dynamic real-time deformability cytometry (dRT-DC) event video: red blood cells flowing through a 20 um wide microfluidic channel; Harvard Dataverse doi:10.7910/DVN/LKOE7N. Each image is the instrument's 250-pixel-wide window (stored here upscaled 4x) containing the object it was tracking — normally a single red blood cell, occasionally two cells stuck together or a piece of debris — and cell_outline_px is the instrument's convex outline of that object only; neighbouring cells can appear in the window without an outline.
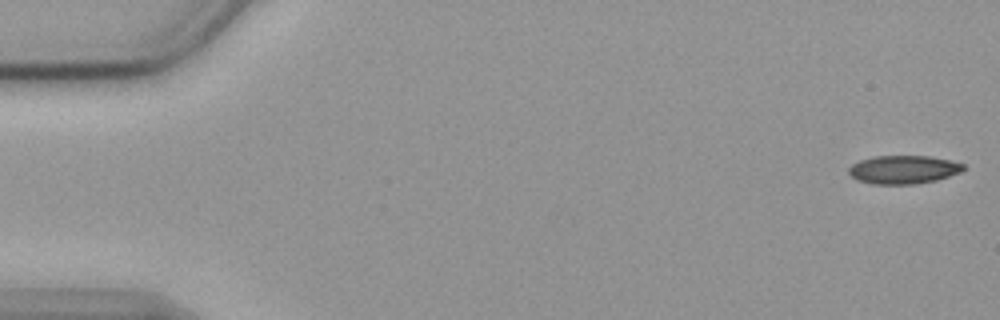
{"species": "common noctule bat (a hibernating species)", "species_latin": "Nyctalus noctula", "temperature_condition": "cold", "stored_images_in_passage": 56, "camera_frame_rate_fps": 3000, "um_per_image_px": 0.085, "animal": {"sex": "female", "body_mass_g": 19.9}, "frame": {"image": 1, "passage_image": 1, "time_ms": 0.0, "image_size_px": [1000, 320], "cell_outline_px": [[964, 168], [960, 172], [936, 180], [916, 184], [872, 184], [856, 180], [848, 172], [848, 168], [852, 164], [860, 160], [872, 156], [928, 156], [948, 160], [964, 164]], "centroid_in_image_um": [76.74, 14.42], "position_along_channel_um": 8.3, "area_um2": 18.9}}
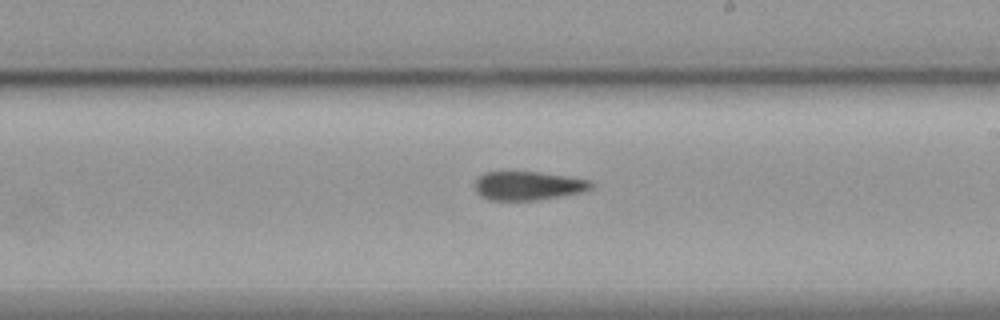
{"frame": {"image": 2, "passage_image": 32, "time_ms": 10.333, "image_size_px": [1000, 320], "cell_outline_px": [[592, 188], [580, 192], [540, 200], [488, 200], [480, 196], [476, 192], [472, 184], [476, 176], [484, 172], [540, 172], [568, 176], [592, 180]], "centroid_in_image_um": [44.82, 15.78], "position_along_channel_um": 244.2, "area_um2": 19.83}}
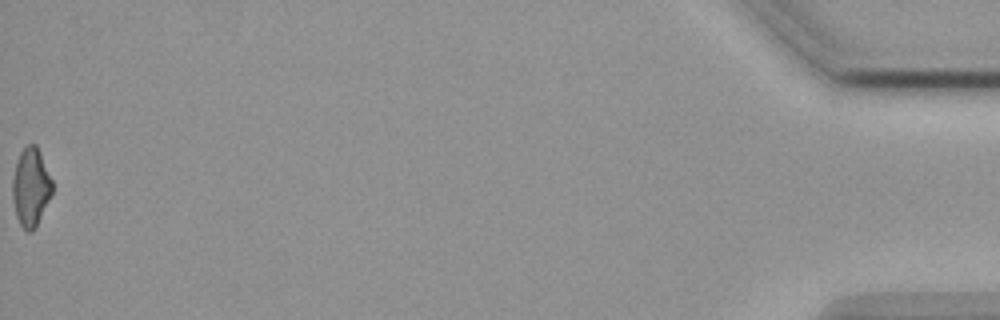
{"frame": {"image": 3, "passage_image": 56, "time_ms": 18.333, "image_size_px": [1000, 320], "cell_outline_px": [[52, 192], [36, 228], [32, 232], [28, 232], [20, 224], [16, 216], [12, 196], [12, 176], [20, 152], [28, 144], [36, 144], [40, 152], [52, 180]], "centroid_in_image_um": [2.61, 15.92], "position_along_channel_um": 432.6, "area_um2": 18.09}}